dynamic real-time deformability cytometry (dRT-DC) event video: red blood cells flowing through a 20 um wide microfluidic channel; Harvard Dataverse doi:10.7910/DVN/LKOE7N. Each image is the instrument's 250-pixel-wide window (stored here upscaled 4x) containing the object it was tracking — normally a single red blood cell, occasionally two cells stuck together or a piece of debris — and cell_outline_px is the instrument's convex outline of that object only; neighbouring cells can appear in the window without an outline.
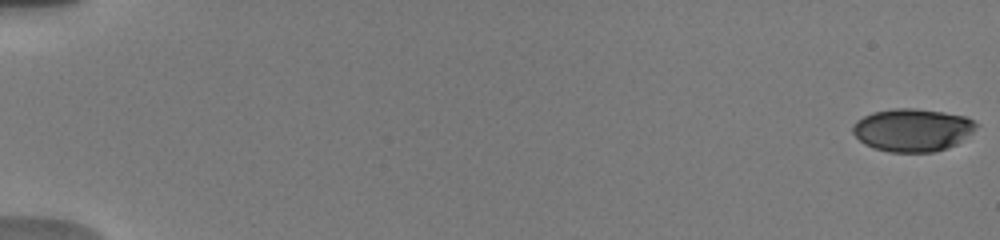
{"species": "human", "species_latin": "Homo sapiens", "temperature_condition": "warm", "stored_images_in_passage": 31, "camera_frame_rate_fps": 3000, "um_per_image_px": 0.085, "donor": {"sex": "male"}, "frame": {"image": 1, "passage_image": 1, "time_ms": 0.0, "image_size_px": [1000, 240], "cell_outline_px": [[980, 124], [972, 132], [956, 144], [932, 152], [888, 152], [872, 148], [864, 144], [852, 132], [852, 124], [856, 120], [872, 112], [892, 108], [916, 108], [944, 112], [964, 116]], "centroid_in_image_um": [77.52, 11.04], "position_along_channel_um": 7.5, "area_um2": 30.92}}
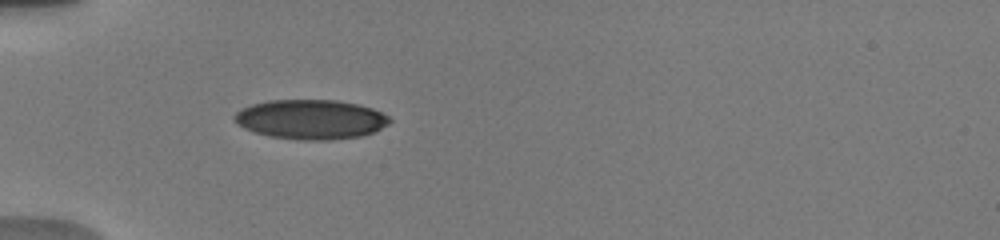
{"frame": {"image": 2, "passage_image": 30, "time_ms": 6.0, "image_size_px": [1000, 240], "cell_outline_px": [[392, 120], [388, 124], [372, 132], [360, 136], [332, 140], [300, 140], [268, 136], [252, 132], [236, 124], [232, 120], [232, 116], [240, 108], [252, 104], [268, 100], [336, 100], [356, 104], [372, 108], [388, 116]], "centroid_in_image_um": [26.34, 10.15], "position_along_channel_um": 58.7, "area_um2": 36.01}}